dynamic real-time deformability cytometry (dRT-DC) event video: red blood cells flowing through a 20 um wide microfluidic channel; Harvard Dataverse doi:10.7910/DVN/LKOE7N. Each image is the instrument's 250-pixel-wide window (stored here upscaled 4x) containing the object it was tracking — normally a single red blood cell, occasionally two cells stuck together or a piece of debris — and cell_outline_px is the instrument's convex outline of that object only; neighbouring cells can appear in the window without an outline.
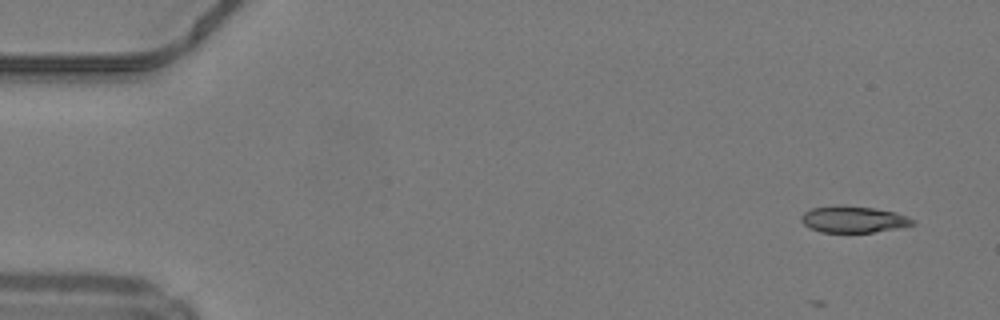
{"species": "common noctule bat (a hibernating species)", "species_latin": "Nyctalus noctula", "temperature_condition": "warm", "stored_images_in_passage": 47, "camera_frame_rate_fps": 3000, "um_per_image_px": 0.085, "animal": {"sex": "male", "body_mass_g": 19.2, "forearm_length_mm": 51.8}, "frame": {"image": 1, "passage_image": 1, "time_ms": 0.0, "image_size_px": [1000, 320], "cell_outline_px": [[916, 224], [896, 228], [872, 232], [820, 232], [808, 228], [800, 220], [800, 216], [804, 212], [812, 208], [872, 208], [896, 212], [908, 216], [916, 220]], "centroid_in_image_um": [72.57, 18.69], "position_along_channel_um": 12.4, "area_um2": 16.53}}
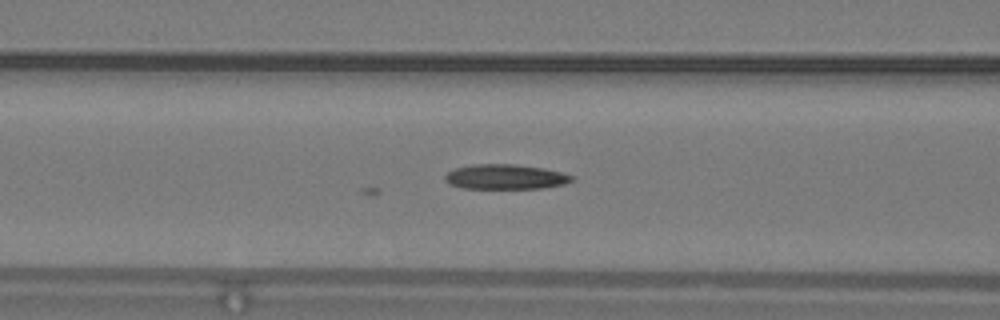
{"frame": {"image": 2, "passage_image": 18, "time_ms": 5.667, "image_size_px": [1000, 320], "cell_outline_px": [[576, 180], [564, 184], [544, 188], [460, 188], [444, 180], [444, 176], [448, 172], [456, 168], [472, 164], [516, 164], [544, 168], [576, 176]], "centroid_in_image_um": [43.01, 15.02], "position_along_channel_um": 123.6, "area_um2": 18.5}}
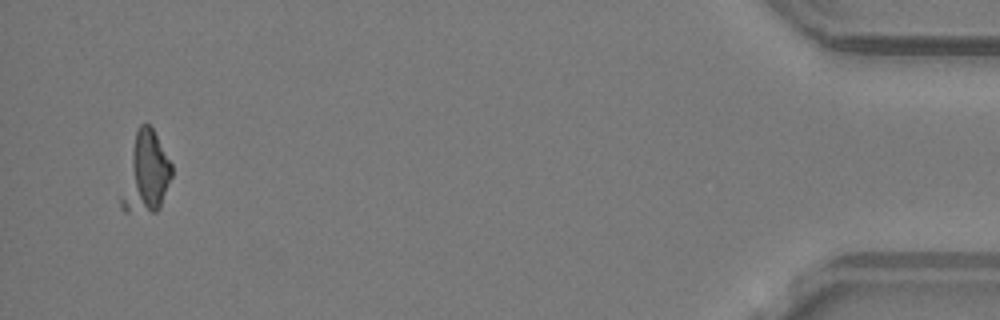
{"frame": {"image": 3, "passage_image": 45, "time_ms": 14.667, "image_size_px": [1000, 320], "cell_outline_px": [[172, 176], [160, 208], [156, 212], [124, 212], [120, 208], [120, 196], [136, 132], [140, 124], [148, 124], [152, 128], [172, 164]], "centroid_in_image_um": [12.4, 14.78], "position_along_channel_um": 422.8, "area_um2": 23.24}}